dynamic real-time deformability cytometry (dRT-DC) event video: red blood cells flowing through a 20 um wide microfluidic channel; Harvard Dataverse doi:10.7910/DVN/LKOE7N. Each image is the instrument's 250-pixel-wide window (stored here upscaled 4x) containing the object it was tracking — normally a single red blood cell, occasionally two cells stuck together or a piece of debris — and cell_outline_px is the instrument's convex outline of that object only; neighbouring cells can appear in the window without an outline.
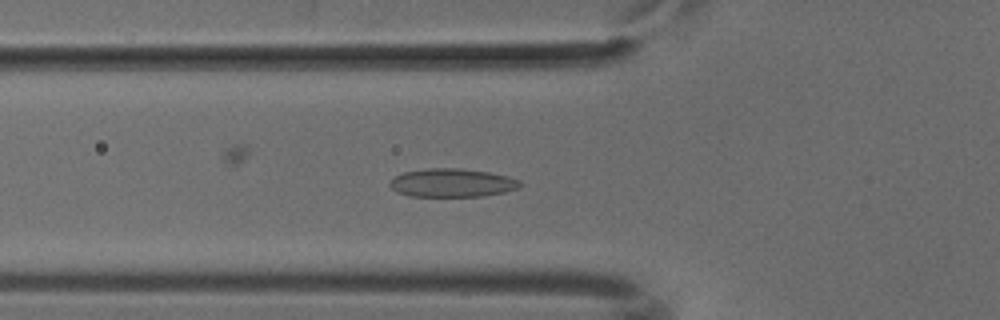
{"species": "common noctule bat (a hibernating species)", "species_latin": "Nyctalus noctula", "temperature_condition": "cold", "stored_images_in_passage": 53, "segment_of_instrument_passage": [1, 2], "camera_frame_rate_fps": 3000, "um_per_image_px": 0.085, "animal": {"sex": "male", "body_mass_g": 18.8}, "frame": {"image": 1, "passage_image": 18, "time_ms": 5.667, "image_size_px": [1000, 320], "cell_outline_px": [[524, 184], [516, 188], [504, 192], [484, 196], [408, 196], [396, 192], [388, 184], [392, 176], [404, 172], [428, 168], [460, 168], [488, 172], [508, 176], [520, 180]], "centroid_in_image_um": [38.4, 15.54], "position_along_channel_um": 87.4, "area_um2": 21.73}}
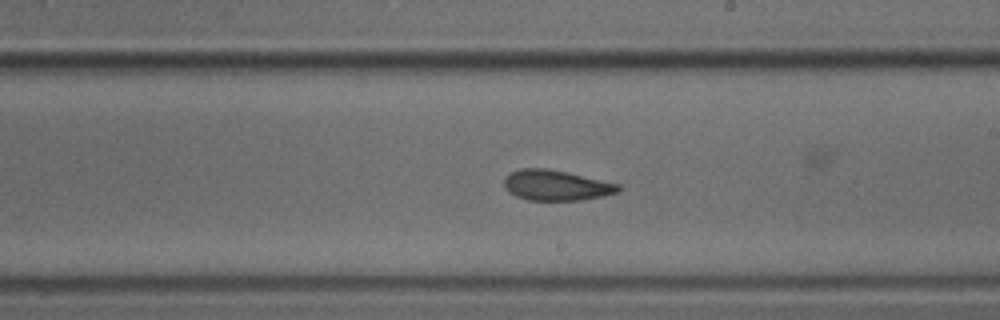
{"frame": {"image": 2, "passage_image": 30, "time_ms": 9.667, "image_size_px": [1000, 320], "cell_outline_px": [[620, 192], [580, 200], [528, 200], [516, 196], [508, 192], [504, 188], [504, 176], [520, 168], [544, 168], [568, 172], [620, 184]], "centroid_in_image_um": [47.24, 15.74], "position_along_channel_um": 241.8, "area_um2": 20.29}}
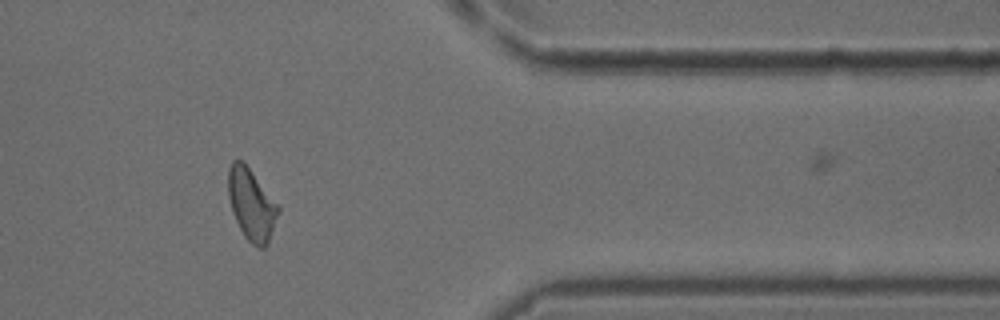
{"frame": {"image": 3, "passage_image": 43, "time_ms": 14.0, "image_size_px": [1000, 320], "cell_outline_px": [[280, 212], [268, 244], [264, 248], [260, 248], [252, 244], [244, 236], [232, 212], [228, 196], [228, 168], [232, 160], [244, 160], [280, 208]], "centroid_in_image_um": [21.37, 17.37], "position_along_channel_um": 390.0, "area_um2": 20.98}}